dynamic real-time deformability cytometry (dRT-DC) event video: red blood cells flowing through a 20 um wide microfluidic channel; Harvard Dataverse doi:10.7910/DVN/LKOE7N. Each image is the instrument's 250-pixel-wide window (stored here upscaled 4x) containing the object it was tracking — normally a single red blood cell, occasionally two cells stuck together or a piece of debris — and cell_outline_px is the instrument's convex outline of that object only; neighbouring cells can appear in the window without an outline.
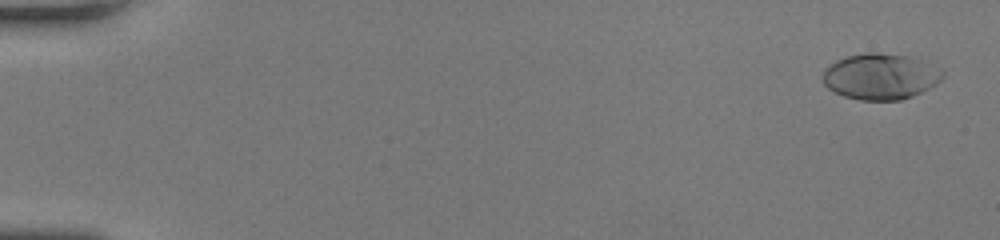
{"species": "human", "species_latin": "Homo sapiens", "temperature_condition": "room temperature", "stored_images_in_passage": 51, "camera_frame_rate_fps": 3000, "um_per_image_px": 0.085, "donor": {"sex": "female"}, "frame": {"image": 1, "passage_image": 2, "time_ms": 0.333, "image_size_px": [1000, 240], "cell_outline_px": [[944, 76], [940, 80], [928, 88], [912, 96], [900, 100], [860, 100], [844, 96], [828, 88], [824, 84], [824, 68], [836, 60], [848, 56], [868, 52], [876, 52], [904, 56], [920, 60], [944, 72]], "centroid_in_image_um": [74.8, 6.51], "position_along_channel_um": 10.2, "area_um2": 31.56}}
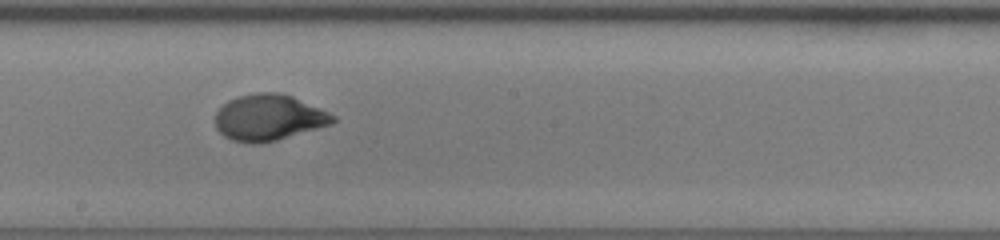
{"frame": {"image": 2, "passage_image": 30, "time_ms": 9.667, "image_size_px": [1000, 240], "cell_outline_px": [[336, 120], [332, 124], [276, 140], [260, 144], [252, 144], [232, 140], [224, 136], [216, 128], [216, 112], [228, 100], [236, 96], [256, 92], [280, 92], [292, 96], [328, 112], [336, 116]], "centroid_in_image_um": [22.83, 9.99], "position_along_channel_um": 225.4, "area_um2": 31.62}}
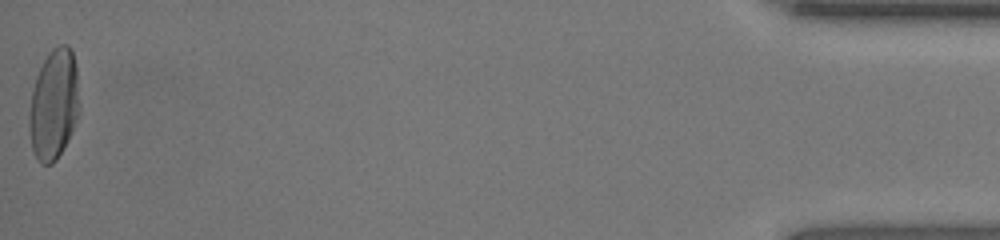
{"frame": {"image": 3, "passage_image": 51, "time_ms": 16.667, "image_size_px": [1000, 240], "cell_outline_px": [[80, 112], [72, 132], [68, 140], [56, 160], [52, 164], [40, 164], [32, 148], [28, 124], [28, 116], [32, 88], [36, 76], [48, 52], [52, 48], [60, 44], [68, 44], [72, 48], [76, 68], [80, 104]], "centroid_in_image_um": [4.58, 8.86], "position_along_channel_um": 430.6, "area_um2": 32.83}, "authors_computed_cell_mechanics": {"area_um2": 30.9808, "velocity_mm_per_s": 4.2314, "shape_relaxation_time_tau1_ms": 3.3978, "shape_relaxation_time_tau2_ms": null, "deformation_change_tau1": 0.1989, "deformation_change_tau2": null}}